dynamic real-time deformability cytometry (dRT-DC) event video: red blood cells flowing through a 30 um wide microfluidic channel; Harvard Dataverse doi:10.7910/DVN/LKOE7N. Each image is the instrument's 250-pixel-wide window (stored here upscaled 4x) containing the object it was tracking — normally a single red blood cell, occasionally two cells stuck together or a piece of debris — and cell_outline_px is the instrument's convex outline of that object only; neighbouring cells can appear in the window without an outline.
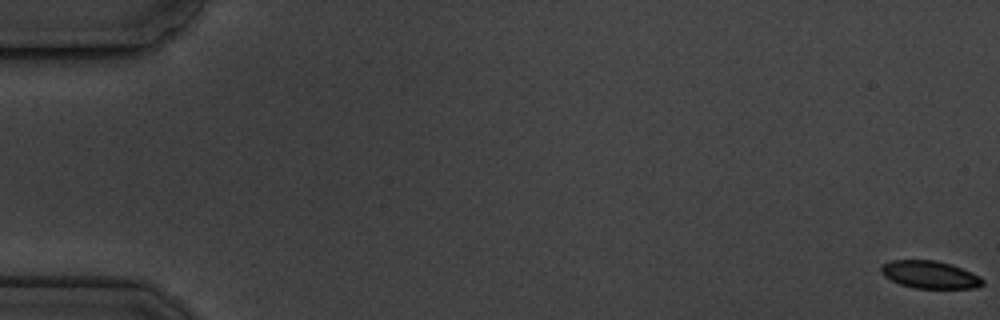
{"species": "common noctule bat (a hibernating species)", "species_latin": "Nyctalus noctula", "temperature_condition": "cold", "stored_images_in_passage": 7, "camera_frame_rate_fps": 3000, "um_per_image_px": 0.085, "animal": {"sex": "male", "body_mass_g": 19.5, "forearm_length_mm": 54.6}, "frame": {"image": 1, "passage_image": 1, "time_ms": 0.0, "image_size_px": [1000, 320], "cell_outline_px": [[984, 284], [976, 288], [916, 288], [900, 284], [884, 276], [880, 272], [880, 268], [884, 264], [892, 260], [936, 260], [952, 264], [972, 272], [980, 276], [984, 280]], "centroid_in_image_um": [79.07, 23.34], "position_along_channel_um": 5.9, "area_um2": 16.36}}
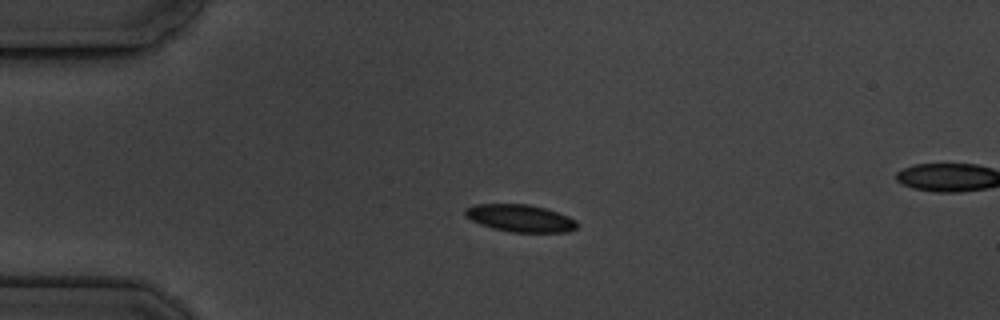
{"frame": {"image": 2, "passage_image": 5, "time_ms": 4.667, "image_size_px": [1000, 320], "cell_outline_px": [[580, 224], [576, 228], [568, 232], [512, 232], [492, 228], [480, 224], [464, 216], [464, 208], [476, 204], [528, 204], [544, 208], [568, 216], [576, 220]], "centroid_in_image_um": [44.21, 18.55], "position_along_channel_um": 40.8, "area_um2": 17.86}}